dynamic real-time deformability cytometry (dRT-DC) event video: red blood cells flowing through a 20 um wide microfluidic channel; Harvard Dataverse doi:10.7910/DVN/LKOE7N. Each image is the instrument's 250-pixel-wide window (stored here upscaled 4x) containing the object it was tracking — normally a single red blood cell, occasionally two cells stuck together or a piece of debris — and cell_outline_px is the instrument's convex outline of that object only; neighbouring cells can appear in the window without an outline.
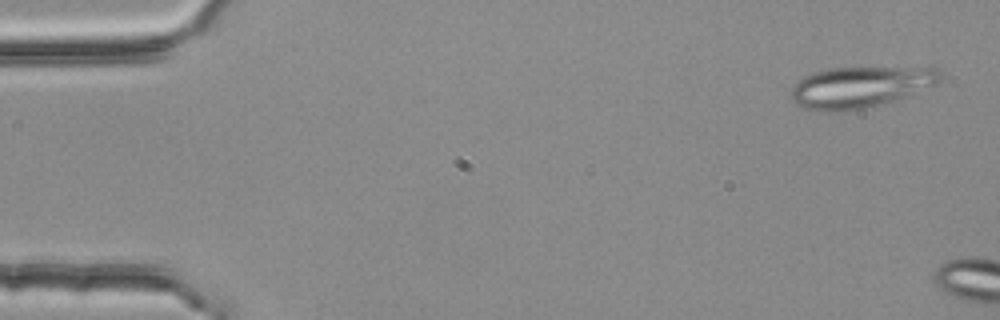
{"species": "common noctule bat (a hibernating species)", "species_latin": "Nyctalus noctula", "temperature_condition": "room temperature", "stored_images_in_passage": 2, "camera_frame_rate_fps": 3000, "um_per_image_px": 0.085, "animal": {"sex": "female", "body_mass_g": 25.1}, "frame": {"image": 1, "passage_image": 1, "time_ms": 0.0, "image_size_px": [1000, 320], "cell_outline_px": [[944, 76], [936, 84], [900, 100], [884, 104], [864, 108], [840, 112], [824, 112], [804, 108], [796, 104], [792, 100], [792, 84], [804, 76], [816, 72], [832, 68], [932, 64], [940, 68]], "centroid_in_image_um": [73.29, 7.35], "position_along_channel_um": 11.7, "area_um2": 37.63}}